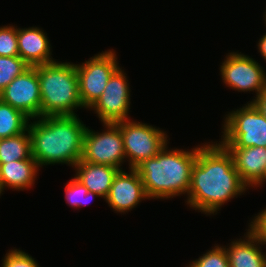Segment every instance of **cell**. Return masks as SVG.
<instances>
[{
	"mask_svg": "<svg viewBox=\"0 0 266 267\" xmlns=\"http://www.w3.org/2000/svg\"><path fill=\"white\" fill-rule=\"evenodd\" d=\"M246 189L231 154L221 143L200 146L187 194L186 202L190 207L214 215L222 205L242 195Z\"/></svg>",
	"mask_w": 266,
	"mask_h": 267,
	"instance_id": "1",
	"label": "cell"
},
{
	"mask_svg": "<svg viewBox=\"0 0 266 267\" xmlns=\"http://www.w3.org/2000/svg\"><path fill=\"white\" fill-rule=\"evenodd\" d=\"M37 119L29 122L28 131L38 166L65 163L74 167L82 159L86 125L77 114Z\"/></svg>",
	"mask_w": 266,
	"mask_h": 267,
	"instance_id": "2",
	"label": "cell"
},
{
	"mask_svg": "<svg viewBox=\"0 0 266 267\" xmlns=\"http://www.w3.org/2000/svg\"><path fill=\"white\" fill-rule=\"evenodd\" d=\"M199 146L187 151L169 150L166 145L155 157L144 160L135 168L149 199H169L188 194Z\"/></svg>",
	"mask_w": 266,
	"mask_h": 267,
	"instance_id": "3",
	"label": "cell"
},
{
	"mask_svg": "<svg viewBox=\"0 0 266 267\" xmlns=\"http://www.w3.org/2000/svg\"><path fill=\"white\" fill-rule=\"evenodd\" d=\"M38 77L40 117L76 115L75 109L84 108L75 64L54 61L38 65Z\"/></svg>",
	"mask_w": 266,
	"mask_h": 267,
	"instance_id": "4",
	"label": "cell"
},
{
	"mask_svg": "<svg viewBox=\"0 0 266 267\" xmlns=\"http://www.w3.org/2000/svg\"><path fill=\"white\" fill-rule=\"evenodd\" d=\"M223 125L225 148H266V118L250 102L226 115Z\"/></svg>",
	"mask_w": 266,
	"mask_h": 267,
	"instance_id": "5",
	"label": "cell"
},
{
	"mask_svg": "<svg viewBox=\"0 0 266 267\" xmlns=\"http://www.w3.org/2000/svg\"><path fill=\"white\" fill-rule=\"evenodd\" d=\"M123 137L124 152L129 168L155 157L166 145V132L152 125L130 120L116 122Z\"/></svg>",
	"mask_w": 266,
	"mask_h": 267,
	"instance_id": "6",
	"label": "cell"
},
{
	"mask_svg": "<svg viewBox=\"0 0 266 267\" xmlns=\"http://www.w3.org/2000/svg\"><path fill=\"white\" fill-rule=\"evenodd\" d=\"M83 107L89 109L102 95L112 74L119 68L114 50L99 53L75 64Z\"/></svg>",
	"mask_w": 266,
	"mask_h": 267,
	"instance_id": "7",
	"label": "cell"
},
{
	"mask_svg": "<svg viewBox=\"0 0 266 267\" xmlns=\"http://www.w3.org/2000/svg\"><path fill=\"white\" fill-rule=\"evenodd\" d=\"M101 133L87 127L84 134L82 160L88 163L110 165L122 170L126 160L123 137L116 123H103Z\"/></svg>",
	"mask_w": 266,
	"mask_h": 267,
	"instance_id": "8",
	"label": "cell"
},
{
	"mask_svg": "<svg viewBox=\"0 0 266 267\" xmlns=\"http://www.w3.org/2000/svg\"><path fill=\"white\" fill-rule=\"evenodd\" d=\"M220 65L223 82L238 92L255 91L257 95L266 88V73L262 66L245 54L231 52Z\"/></svg>",
	"mask_w": 266,
	"mask_h": 267,
	"instance_id": "9",
	"label": "cell"
},
{
	"mask_svg": "<svg viewBox=\"0 0 266 267\" xmlns=\"http://www.w3.org/2000/svg\"><path fill=\"white\" fill-rule=\"evenodd\" d=\"M122 68L110 77L102 95L89 108L95 111L102 123H116L130 120V88Z\"/></svg>",
	"mask_w": 266,
	"mask_h": 267,
	"instance_id": "10",
	"label": "cell"
},
{
	"mask_svg": "<svg viewBox=\"0 0 266 267\" xmlns=\"http://www.w3.org/2000/svg\"><path fill=\"white\" fill-rule=\"evenodd\" d=\"M0 100L22 111L31 120L40 117L41 95L38 65L30 66L1 92Z\"/></svg>",
	"mask_w": 266,
	"mask_h": 267,
	"instance_id": "11",
	"label": "cell"
},
{
	"mask_svg": "<svg viewBox=\"0 0 266 267\" xmlns=\"http://www.w3.org/2000/svg\"><path fill=\"white\" fill-rule=\"evenodd\" d=\"M145 199H149L138 171L129 168V173L119 170L115 175L105 201L118 213H125Z\"/></svg>",
	"mask_w": 266,
	"mask_h": 267,
	"instance_id": "12",
	"label": "cell"
},
{
	"mask_svg": "<svg viewBox=\"0 0 266 267\" xmlns=\"http://www.w3.org/2000/svg\"><path fill=\"white\" fill-rule=\"evenodd\" d=\"M233 158L235 169L242 182L249 188L257 187L266 172V148H226Z\"/></svg>",
	"mask_w": 266,
	"mask_h": 267,
	"instance_id": "13",
	"label": "cell"
},
{
	"mask_svg": "<svg viewBox=\"0 0 266 267\" xmlns=\"http://www.w3.org/2000/svg\"><path fill=\"white\" fill-rule=\"evenodd\" d=\"M19 56L29 65L54 62L47 34L39 27L17 28Z\"/></svg>",
	"mask_w": 266,
	"mask_h": 267,
	"instance_id": "14",
	"label": "cell"
},
{
	"mask_svg": "<svg viewBox=\"0 0 266 267\" xmlns=\"http://www.w3.org/2000/svg\"><path fill=\"white\" fill-rule=\"evenodd\" d=\"M75 179L89 191L104 199L107 198L113 179L119 169L105 164H94L82 159L74 166Z\"/></svg>",
	"mask_w": 266,
	"mask_h": 267,
	"instance_id": "15",
	"label": "cell"
},
{
	"mask_svg": "<svg viewBox=\"0 0 266 267\" xmlns=\"http://www.w3.org/2000/svg\"><path fill=\"white\" fill-rule=\"evenodd\" d=\"M244 236L243 240H234L225 248L230 267H266V253L261 248L265 244L250 229Z\"/></svg>",
	"mask_w": 266,
	"mask_h": 267,
	"instance_id": "16",
	"label": "cell"
},
{
	"mask_svg": "<svg viewBox=\"0 0 266 267\" xmlns=\"http://www.w3.org/2000/svg\"><path fill=\"white\" fill-rule=\"evenodd\" d=\"M39 170L32 156L29 159L0 163V188L2 191L6 186L19 191L31 188Z\"/></svg>",
	"mask_w": 266,
	"mask_h": 267,
	"instance_id": "17",
	"label": "cell"
},
{
	"mask_svg": "<svg viewBox=\"0 0 266 267\" xmlns=\"http://www.w3.org/2000/svg\"><path fill=\"white\" fill-rule=\"evenodd\" d=\"M31 156V139L28 129L21 134L0 139V163L29 159Z\"/></svg>",
	"mask_w": 266,
	"mask_h": 267,
	"instance_id": "18",
	"label": "cell"
},
{
	"mask_svg": "<svg viewBox=\"0 0 266 267\" xmlns=\"http://www.w3.org/2000/svg\"><path fill=\"white\" fill-rule=\"evenodd\" d=\"M29 121L22 111L0 100V139L25 132Z\"/></svg>",
	"mask_w": 266,
	"mask_h": 267,
	"instance_id": "19",
	"label": "cell"
},
{
	"mask_svg": "<svg viewBox=\"0 0 266 267\" xmlns=\"http://www.w3.org/2000/svg\"><path fill=\"white\" fill-rule=\"evenodd\" d=\"M29 67L20 56H0V92Z\"/></svg>",
	"mask_w": 266,
	"mask_h": 267,
	"instance_id": "20",
	"label": "cell"
},
{
	"mask_svg": "<svg viewBox=\"0 0 266 267\" xmlns=\"http://www.w3.org/2000/svg\"><path fill=\"white\" fill-rule=\"evenodd\" d=\"M65 199L69 206L81 208V206L89 203L93 197H99L97 194L89 191L78 180L72 178L65 186Z\"/></svg>",
	"mask_w": 266,
	"mask_h": 267,
	"instance_id": "21",
	"label": "cell"
},
{
	"mask_svg": "<svg viewBox=\"0 0 266 267\" xmlns=\"http://www.w3.org/2000/svg\"><path fill=\"white\" fill-rule=\"evenodd\" d=\"M188 267H230L227 251L224 246L216 245L203 256L190 262Z\"/></svg>",
	"mask_w": 266,
	"mask_h": 267,
	"instance_id": "22",
	"label": "cell"
},
{
	"mask_svg": "<svg viewBox=\"0 0 266 267\" xmlns=\"http://www.w3.org/2000/svg\"><path fill=\"white\" fill-rule=\"evenodd\" d=\"M0 56H19L17 43V27H0Z\"/></svg>",
	"mask_w": 266,
	"mask_h": 267,
	"instance_id": "23",
	"label": "cell"
},
{
	"mask_svg": "<svg viewBox=\"0 0 266 267\" xmlns=\"http://www.w3.org/2000/svg\"><path fill=\"white\" fill-rule=\"evenodd\" d=\"M2 267H39L36 260L19 249L9 250L2 261Z\"/></svg>",
	"mask_w": 266,
	"mask_h": 267,
	"instance_id": "24",
	"label": "cell"
},
{
	"mask_svg": "<svg viewBox=\"0 0 266 267\" xmlns=\"http://www.w3.org/2000/svg\"><path fill=\"white\" fill-rule=\"evenodd\" d=\"M249 229L266 245V208L254 216Z\"/></svg>",
	"mask_w": 266,
	"mask_h": 267,
	"instance_id": "25",
	"label": "cell"
},
{
	"mask_svg": "<svg viewBox=\"0 0 266 267\" xmlns=\"http://www.w3.org/2000/svg\"><path fill=\"white\" fill-rule=\"evenodd\" d=\"M251 103L257 108V110L263 114L266 118V88L262 90Z\"/></svg>",
	"mask_w": 266,
	"mask_h": 267,
	"instance_id": "26",
	"label": "cell"
},
{
	"mask_svg": "<svg viewBox=\"0 0 266 267\" xmlns=\"http://www.w3.org/2000/svg\"><path fill=\"white\" fill-rule=\"evenodd\" d=\"M257 46H258L259 52L262 55V58L266 60V33L259 39V43Z\"/></svg>",
	"mask_w": 266,
	"mask_h": 267,
	"instance_id": "27",
	"label": "cell"
},
{
	"mask_svg": "<svg viewBox=\"0 0 266 267\" xmlns=\"http://www.w3.org/2000/svg\"><path fill=\"white\" fill-rule=\"evenodd\" d=\"M266 181V172H265V174H264V178H263V181L258 185V187L260 186V185H262L263 184V182H265Z\"/></svg>",
	"mask_w": 266,
	"mask_h": 267,
	"instance_id": "28",
	"label": "cell"
}]
</instances>
